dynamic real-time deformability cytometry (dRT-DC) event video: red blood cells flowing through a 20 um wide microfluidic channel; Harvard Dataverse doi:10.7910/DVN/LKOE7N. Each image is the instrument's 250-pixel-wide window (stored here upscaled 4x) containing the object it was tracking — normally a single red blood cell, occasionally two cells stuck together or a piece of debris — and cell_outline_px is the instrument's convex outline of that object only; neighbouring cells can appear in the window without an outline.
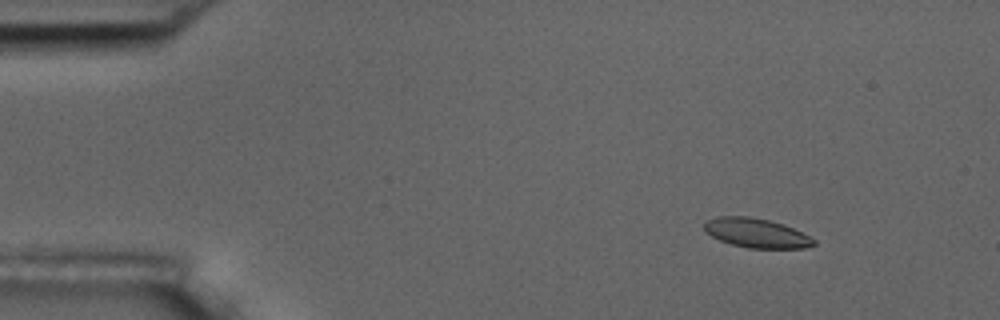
{"species": "common noctule bat (a hibernating species)", "species_latin": "Nyctalus noctula", "temperature_condition": "room temperature", "stored_images_in_passage": 15, "camera_frame_rate_fps": 3000, "um_per_image_px": 0.085, "animal": {"sex": "male", "body_mass_g": 17.5, "forearm_length_mm": 52.3}, "frame": {"image": 1, "passage_image": 7, "time_ms": 2.0, "image_size_px": [1000, 320], "cell_outline_px": [[816, 244], [804, 248], [748, 248], [732, 244], [720, 240], [704, 232], [704, 224], [708, 220], [716, 216], [748, 216], [768, 220], [784, 224], [816, 240]], "centroid_in_image_um": [64.27, 19.8], "position_along_channel_um": 20.7, "area_um2": 18.61}}